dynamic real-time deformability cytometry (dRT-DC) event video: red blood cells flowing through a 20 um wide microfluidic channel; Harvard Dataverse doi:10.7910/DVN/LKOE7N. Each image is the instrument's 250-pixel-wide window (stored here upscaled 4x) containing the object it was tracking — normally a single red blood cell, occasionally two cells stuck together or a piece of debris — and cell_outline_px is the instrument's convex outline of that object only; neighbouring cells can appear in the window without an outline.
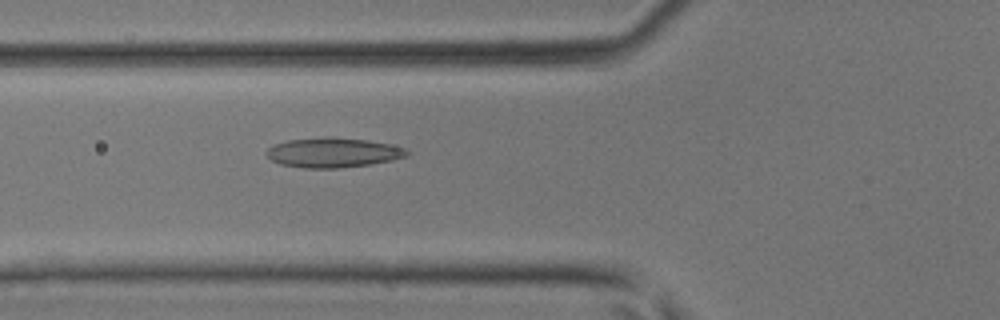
{"species": "common noctule bat (a hibernating species)", "species_latin": "Nyctalus noctula", "temperature_condition": "room temperature", "stored_images_in_passage": 45, "camera_frame_rate_fps": 3000, "um_per_image_px": 0.085, "animal": {"sex": "male", "body_mass_g": 17.9, "forearm_length_mm": 54.2}, "frame": {"image": 1, "passage_image": 17, "time_ms": 5.333, "image_size_px": [1000, 320], "cell_outline_px": [[412, 152], [408, 156], [392, 160], [368, 164], [336, 168], [304, 168], [280, 164], [272, 160], [264, 152], [272, 144], [288, 140], [328, 136], [368, 140], [388, 144], [404, 148]], "centroid_in_image_um": [28.29, 12.96], "position_along_channel_um": 97.5, "area_um2": 24.39}}
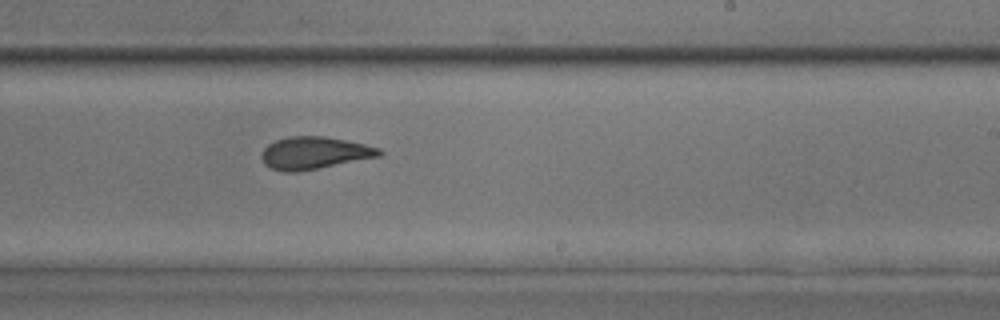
{"frame": {"image": 2, "passage_image": 28, "time_ms": 9.0, "image_size_px": [1000, 320], "cell_outline_px": [[384, 152], [380, 156], [320, 168], [296, 172], [284, 172], [272, 168], [264, 164], [260, 156], [264, 148], [268, 144], [276, 140], [288, 136], [324, 136], [364, 144], [380, 148]], "centroid_in_image_um": [26.7, 13.0], "position_along_channel_um": 262.3, "area_um2": 22.2}}
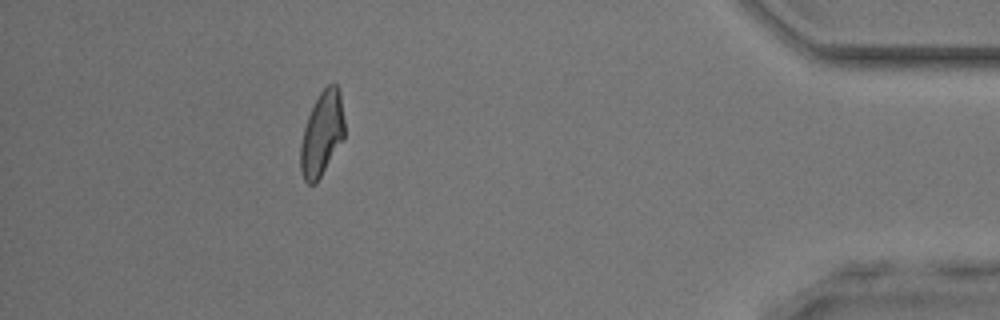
{"frame": {"image": 3, "passage_image": 41, "time_ms": 13.333, "image_size_px": [1000, 320], "cell_outline_px": [[344, 140], [316, 184], [308, 184], [304, 180], [300, 168], [300, 144], [304, 128], [308, 116], [320, 92], [328, 84], [336, 84], [340, 88], [344, 120]], "centroid_in_image_um": [27.38, 11.39], "position_along_channel_um": 407.8, "area_um2": 21.79}}